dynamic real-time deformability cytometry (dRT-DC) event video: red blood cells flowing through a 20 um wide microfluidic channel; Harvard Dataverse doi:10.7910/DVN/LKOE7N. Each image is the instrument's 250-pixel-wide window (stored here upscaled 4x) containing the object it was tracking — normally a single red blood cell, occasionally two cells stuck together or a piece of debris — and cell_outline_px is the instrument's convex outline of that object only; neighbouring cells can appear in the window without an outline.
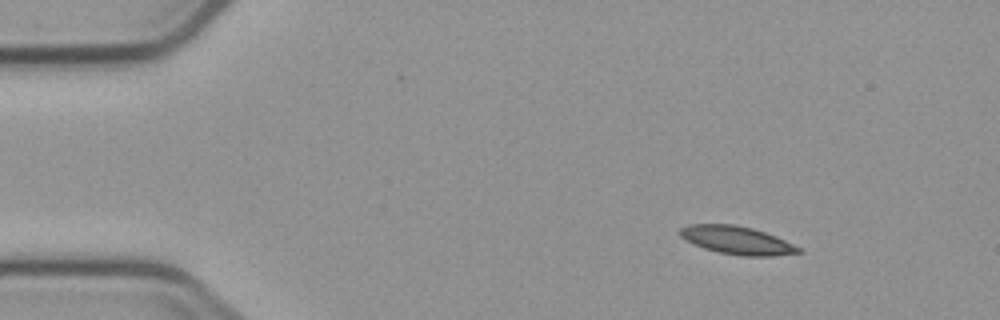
{"species": "common noctule bat (a hibernating species)", "species_latin": "Nyctalus noctula", "temperature_condition": "cold", "stored_images_in_passage": 5, "camera_frame_rate_fps": 3000, "um_per_image_px": 0.085, "animal": {"sex": "male", "body_mass_g": 23.1, "forearm_length_mm": 52.7}, "frame": {"image": 1, "passage_image": 1, "time_ms": 0.0, "image_size_px": [1000, 320], "cell_outline_px": [[804, 252], [772, 256], [744, 256], [720, 252], [704, 248], [680, 236], [680, 228], [688, 224], [732, 224], [752, 228], [776, 236], [800, 248]], "centroid_in_image_um": [62.66, 20.42], "position_along_channel_um": 22.3, "area_um2": 19.07}}
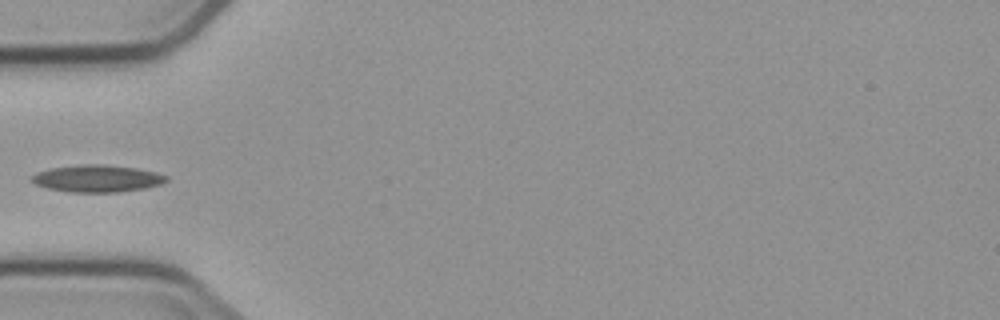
{"frame": {"image": 2, "passage_image": 4, "time_ms": 3.667, "image_size_px": [1000, 320], "cell_outline_px": [[168, 180], [160, 184], [144, 188], [120, 192], [68, 192], [48, 188], [36, 184], [28, 180], [28, 176], [36, 172], [48, 168], [80, 164], [104, 164], [136, 168], [156, 172], [168, 176]], "centroid_in_image_um": [8.19, 15.16], "position_along_channel_um": 76.8, "area_um2": 21.56}}
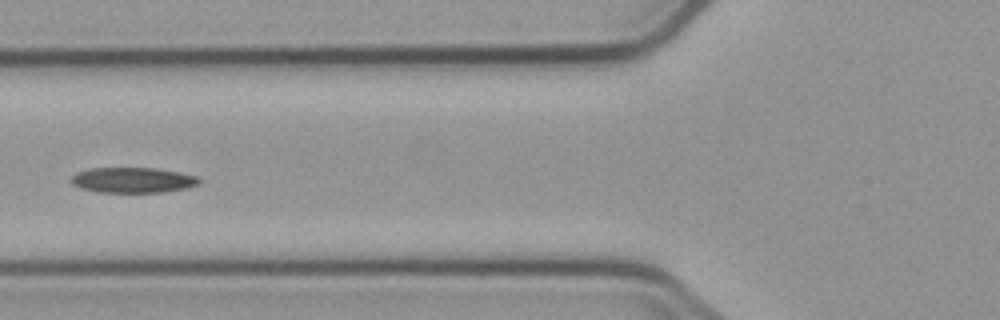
{"frame": {"image": 3, "passage_image": 5, "time_ms": 4.667, "image_size_px": [1000, 320], "cell_outline_px": [[200, 184], [188, 188], [164, 192], [96, 192], [80, 188], [72, 184], [68, 180], [76, 172], [92, 168], [156, 168], [180, 172], [196, 176], [200, 180]], "centroid_in_image_um": [11.27, 15.31], "position_along_channel_um": 114.5, "area_um2": 19.13}}